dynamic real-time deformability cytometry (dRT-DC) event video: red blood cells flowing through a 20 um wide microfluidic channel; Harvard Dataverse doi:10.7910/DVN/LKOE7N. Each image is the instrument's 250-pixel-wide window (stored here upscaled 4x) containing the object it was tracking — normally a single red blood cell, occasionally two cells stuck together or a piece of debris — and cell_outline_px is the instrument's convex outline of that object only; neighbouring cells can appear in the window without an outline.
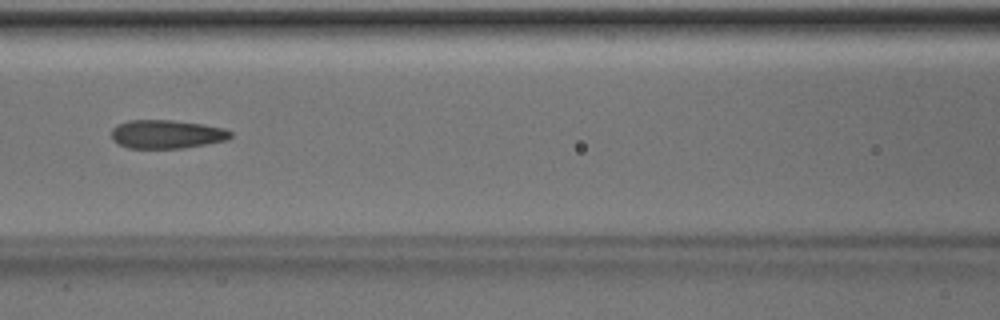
{"species": "Egyptian fruit bat (a non-hibernating species)", "species_latin": "Rousettus aegyptiacus", "temperature_condition": "room temperature", "stored_images_in_passage": 50, "camera_frame_rate_fps": 3000, "um_per_image_px": 0.085, "animal": {"sex": "male"}, "frame": {"image": 1, "passage_image": 22, "time_ms": 7.0, "image_size_px": [1000, 320], "cell_outline_px": [[232, 136], [224, 140], [184, 148], [128, 148], [112, 140], [112, 128], [116, 124], [128, 120], [172, 120], [200, 124], [224, 128], [232, 132]], "centroid_in_image_um": [14.12, 11.4], "position_along_channel_um": 152.5, "area_um2": 19.71}}
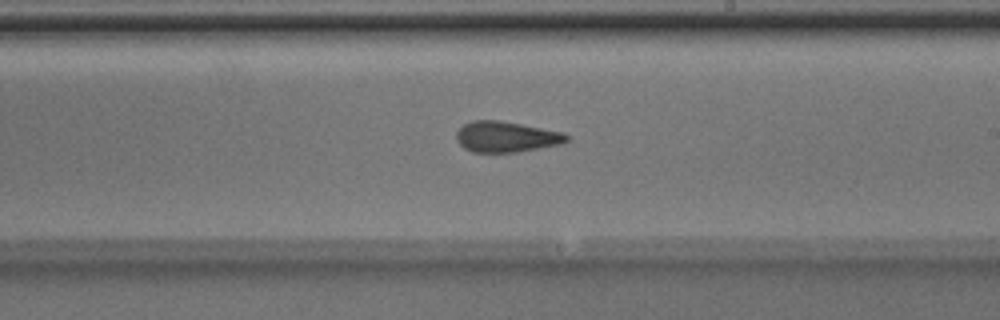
{"frame": {"image": 2, "passage_image": 29, "time_ms": 9.333, "image_size_px": [1000, 320], "cell_outline_px": [[568, 140], [564, 144], [516, 152], [472, 152], [464, 148], [456, 140], [456, 132], [464, 124], [472, 120], [500, 120], [564, 132], [568, 136]], "centroid_in_image_um": [43.04, 11.63], "position_along_channel_um": 246.0, "area_um2": 19.88}}
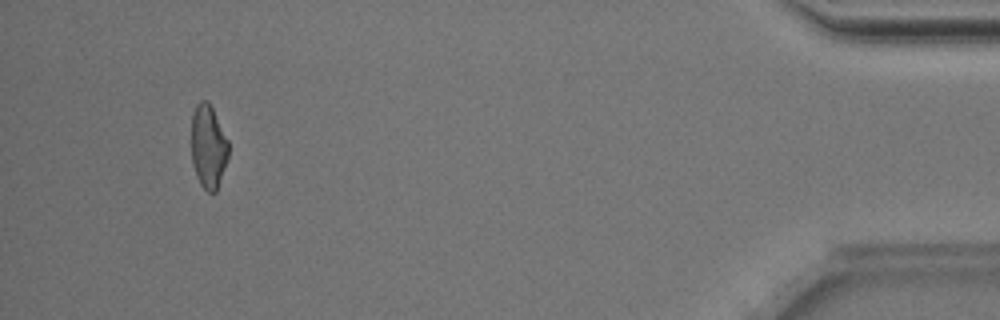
{"frame": {"image": 3, "passage_image": 47, "time_ms": 15.333, "image_size_px": [1000, 320], "cell_outline_px": [[228, 156], [216, 192], [208, 192], [200, 184], [196, 176], [192, 164], [192, 116], [196, 104], [200, 100], [208, 100], [228, 140]], "centroid_in_image_um": [17.69, 12.46], "position_along_channel_um": 417.5, "area_um2": 17.92}, "authors_computed_cell_mechanics": {"area_um2": 20.1433, "velocity_mm_per_s": 4.0186, "shape_relaxation_time_tau1_ms": null, "shape_relaxation_time_tau2_ms": 1.98, "deformation_change_tau1": null, "deformation_change_tau2": 0.0961}}